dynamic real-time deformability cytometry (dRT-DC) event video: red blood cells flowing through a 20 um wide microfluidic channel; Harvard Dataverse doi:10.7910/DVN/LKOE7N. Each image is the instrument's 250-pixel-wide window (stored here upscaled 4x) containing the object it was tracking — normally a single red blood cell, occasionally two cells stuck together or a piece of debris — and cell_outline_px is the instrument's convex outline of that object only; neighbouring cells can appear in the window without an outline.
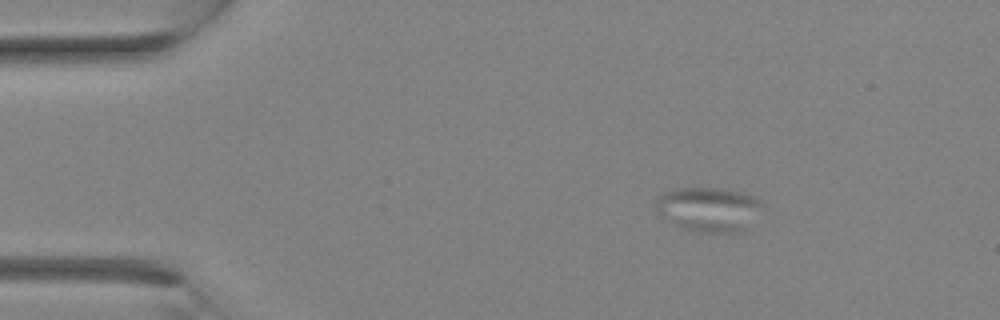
{"species": "Egyptian fruit bat (a non-hibernating species)", "species_latin": "Rousettus aegyptiacus", "temperature_condition": "room temperature", "stored_images_in_passage": 33, "camera_frame_rate_fps": 3000, "um_per_image_px": 0.085, "animal": {"sex": "female"}, "frame": {"image": 1, "passage_image": 6, "time_ms": 1.667, "image_size_px": [1000, 320], "cell_outline_px": [[764, 208], [740, 232], [700, 232], [680, 228], [660, 216], [652, 208], [656, 196], [664, 192], [680, 188], [728, 188], [744, 192], [760, 200], [764, 204]], "centroid_in_image_um": [60.18, 17.76], "position_along_channel_um": 24.8, "area_um2": 28.09}}
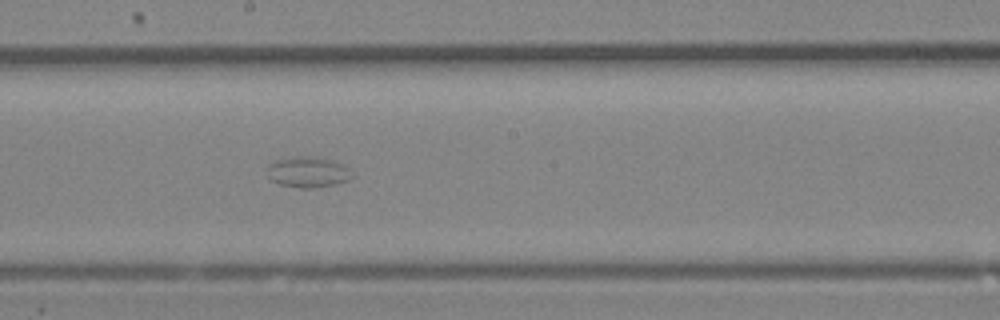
{"frame": {"image": 2, "passage_image": 19, "time_ms": 6.0, "image_size_px": [1000, 320], "cell_outline_px": [[352, 176], [348, 180], [332, 184], [312, 188], [300, 188], [280, 184], [272, 180], [268, 176], [268, 164], [276, 160], [296, 156], [320, 156], [336, 160], [352, 168]], "centroid_in_image_um": [26.22, 14.59], "position_along_channel_um": 222.0, "area_um2": 15.43}}
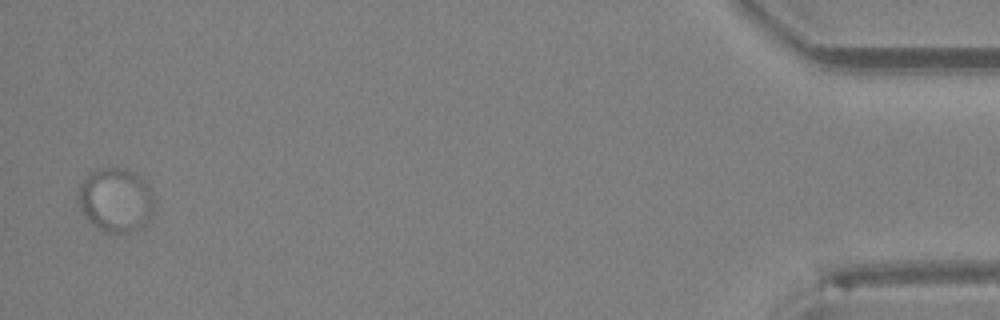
{"frame": {"image": 3, "passage_image": 33, "time_ms": 10.667, "image_size_px": [1000, 320], "cell_outline_px": [[152, 212], [148, 220], [136, 232], [108, 232], [92, 224], [84, 216], [76, 200], [76, 192], [84, 176], [88, 172], [100, 168], [128, 168], [136, 172], [148, 180], [152, 192]], "centroid_in_image_um": [9.81, 16.95], "position_along_channel_um": 425.4, "area_um2": 29.02}}